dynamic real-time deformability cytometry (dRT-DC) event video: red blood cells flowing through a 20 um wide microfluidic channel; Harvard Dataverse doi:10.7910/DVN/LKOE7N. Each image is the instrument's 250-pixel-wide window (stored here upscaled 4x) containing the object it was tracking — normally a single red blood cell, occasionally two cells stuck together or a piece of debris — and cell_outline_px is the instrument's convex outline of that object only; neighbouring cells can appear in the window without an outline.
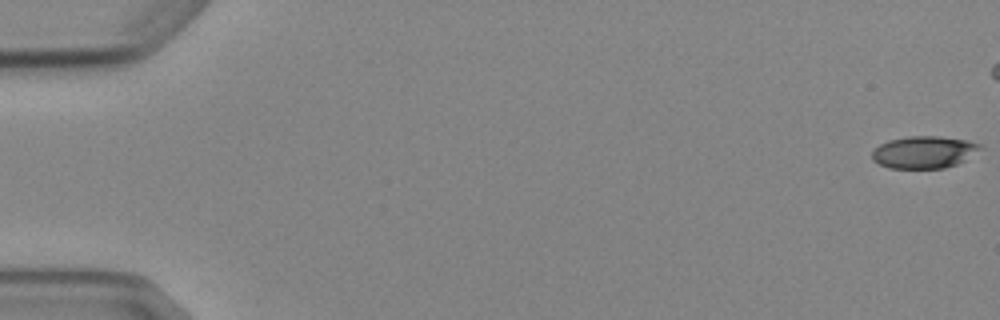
{"species": "Egyptian fruit bat (a non-hibernating species)", "species_latin": "Rousettus aegyptiacus", "temperature_condition": "cold", "stored_images_in_passage": 8, "camera_frame_rate_fps": 3000, "um_per_image_px": 0.085, "animal": {"sex": "female"}, "frame": {"image": 1, "passage_image": 1, "time_ms": 0.0, "image_size_px": [1000, 320], "cell_outline_px": [[984, 148], [964, 160], [956, 164], [944, 168], [888, 168], [872, 160], [872, 152], [880, 144], [888, 140], [908, 136], [940, 136], [968, 140], [984, 144]], "centroid_in_image_um": [78.58, 12.92], "position_along_channel_um": 6.4, "area_um2": 20.46}}
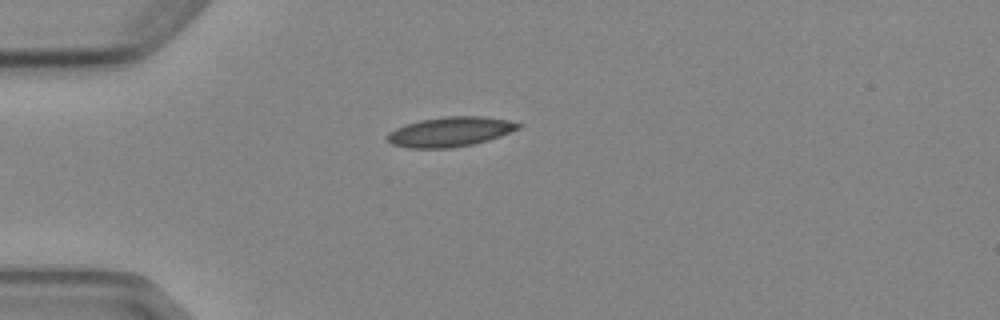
{"frame": {"image": 2, "passage_image": 6, "time_ms": 6.667, "image_size_px": [1000, 320], "cell_outline_px": [[524, 124], [520, 128], [500, 136], [488, 140], [472, 144], [452, 148], [408, 148], [392, 144], [388, 140], [388, 132], [396, 128], [420, 120], [444, 116], [480, 116], [508, 120]], "centroid_in_image_um": [38.29, 11.2], "position_along_channel_um": 46.7, "area_um2": 22.6}}
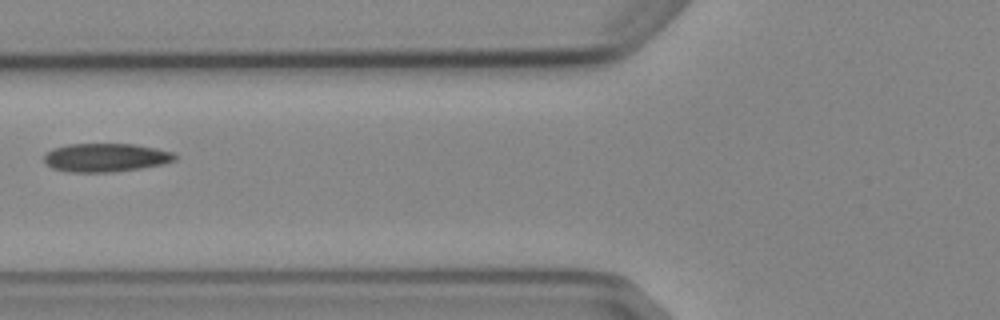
{"frame": {"image": 3, "passage_image": 8, "time_ms": 9.0, "image_size_px": [1000, 320], "cell_outline_px": [[176, 160], [160, 164], [140, 168], [112, 172], [72, 172], [52, 168], [44, 160], [44, 156], [52, 148], [68, 144], [136, 144], [156, 148], [172, 152], [176, 156]], "centroid_in_image_um": [8.98, 13.38], "position_along_channel_um": 116.8, "area_um2": 21.56}}